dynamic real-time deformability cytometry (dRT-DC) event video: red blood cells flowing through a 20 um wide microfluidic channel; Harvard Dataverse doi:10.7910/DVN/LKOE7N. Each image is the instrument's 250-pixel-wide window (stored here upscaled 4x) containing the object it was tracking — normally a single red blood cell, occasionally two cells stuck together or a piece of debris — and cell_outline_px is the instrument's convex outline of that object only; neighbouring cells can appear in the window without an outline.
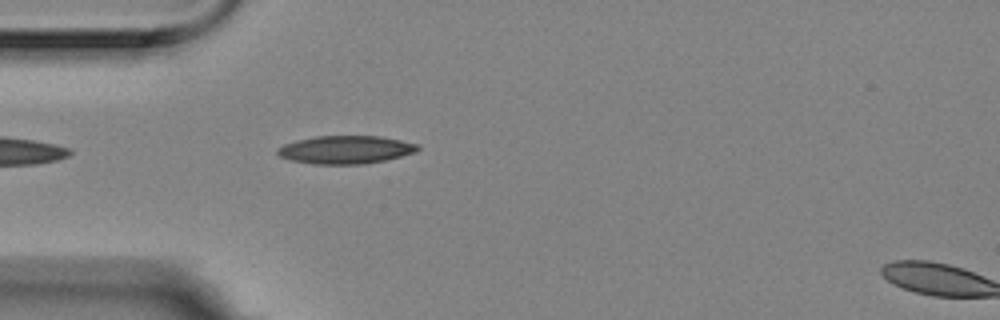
{"species": "Egyptian fruit bat (a non-hibernating species)", "species_latin": "Rousettus aegyptiacus", "temperature_condition": "room temperature", "stored_images_in_passage": 4, "camera_frame_rate_fps": 3000, "um_per_image_px": 0.085, "animal": {"sex": "female"}, "frame": {"image": 1, "passage_image": 4, "time_ms": 1.0, "image_size_px": [1000, 320], "cell_outline_px": [[420, 148], [416, 152], [384, 160], [364, 164], [312, 164], [292, 160], [280, 156], [276, 152], [276, 148], [284, 144], [296, 140], [316, 136], [380, 136], [420, 144]], "centroid_in_image_um": [29.37, 12.72], "position_along_channel_um": 55.6, "area_um2": 22.95}}